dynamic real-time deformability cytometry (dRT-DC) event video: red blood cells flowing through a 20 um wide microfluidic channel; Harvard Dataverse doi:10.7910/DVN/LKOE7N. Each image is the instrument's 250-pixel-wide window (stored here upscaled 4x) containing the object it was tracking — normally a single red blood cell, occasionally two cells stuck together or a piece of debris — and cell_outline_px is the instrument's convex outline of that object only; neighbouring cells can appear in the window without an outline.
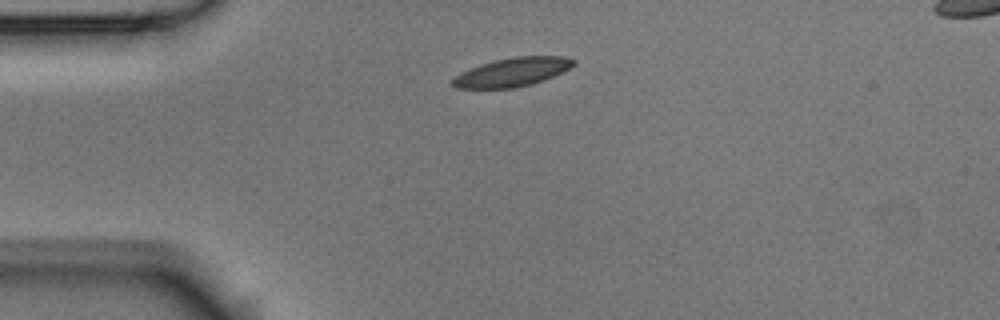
{"species": "Egyptian fruit bat (a non-hibernating species)", "species_latin": "Rousettus aegyptiacus", "temperature_condition": "room temperature", "stored_images_in_passage": 1, "camera_frame_rate_fps": 3000, "um_per_image_px": 0.085, "animal": {"sex": "male"}, "frame": {"image": 1, "passage_image": 1, "time_ms": 0.0, "image_size_px": [1000, 320], "cell_outline_px": [[576, 64], [544, 80], [532, 84], [512, 88], [456, 88], [452, 84], [452, 80], [460, 72], [480, 64], [512, 56], [564, 56], [576, 60]], "centroid_in_image_um": [43.54, 6.12], "position_along_channel_um": 41.5, "area_um2": 20.11}}